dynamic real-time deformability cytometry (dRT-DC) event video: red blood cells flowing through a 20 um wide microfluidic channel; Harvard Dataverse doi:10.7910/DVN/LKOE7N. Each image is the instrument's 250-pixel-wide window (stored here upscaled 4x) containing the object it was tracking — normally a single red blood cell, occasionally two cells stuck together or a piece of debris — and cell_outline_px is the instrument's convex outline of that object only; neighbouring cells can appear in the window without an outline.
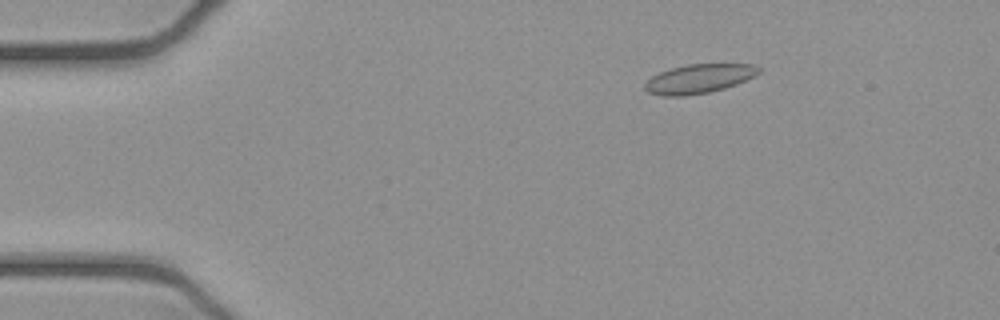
{"species": "common noctule bat (a hibernating species)", "species_latin": "Nyctalus noctula", "temperature_condition": "cold", "stored_images_in_passage": 49, "camera_frame_rate_fps": 3000, "um_per_image_px": 0.085, "animal": {"sex": "female", "body_mass_g": 21.9}, "frame": {"image": 1, "passage_image": 5, "time_ms": 1.333, "image_size_px": [1000, 320], "cell_outline_px": [[764, 68], [756, 76], [736, 84], [724, 88], [708, 92], [684, 96], [664, 96], [648, 92], [644, 88], [644, 84], [652, 76], [660, 72], [672, 68], [688, 64], [752, 64]], "centroid_in_image_um": [59.45, 6.68], "position_along_channel_um": 25.6, "area_um2": 19.31}}
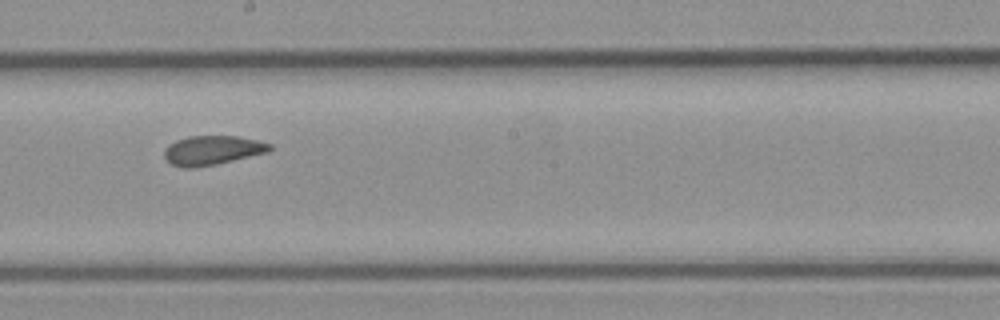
{"frame": {"image": 2, "passage_image": 26, "time_ms": 8.333, "image_size_px": [1000, 320], "cell_outline_px": [[272, 148], [268, 152], [216, 164], [192, 168], [180, 168], [172, 164], [164, 156], [164, 148], [176, 140], [188, 136], [236, 136], [260, 140], [272, 144]], "centroid_in_image_um": [18.05, 12.77], "position_along_channel_um": 230.1, "area_um2": 18.03}}
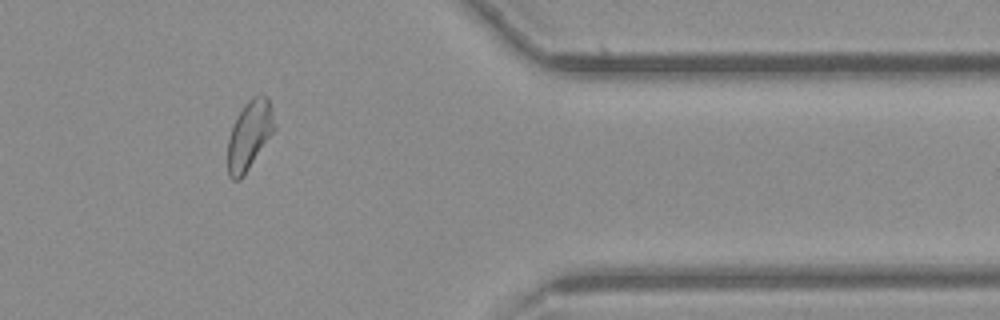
{"frame": {"image": 3, "passage_image": 40, "time_ms": 13.0, "image_size_px": [1000, 320], "cell_outline_px": [[276, 128], [244, 176], [240, 180], [232, 180], [228, 176], [228, 136], [236, 116], [244, 104], [252, 96], [260, 92], [268, 96], [276, 124]], "centroid_in_image_um": [21.21, 11.44], "position_along_channel_um": 390.2, "area_um2": 19.19}, "authors_computed_cell_mechanics": {"area_um2": 18.8428, "velocity_mm_per_s": 3.9027, "shape_relaxation_time_tau1_ms": 7.2893, "shape_relaxation_time_tau2_ms": 1.674, "deformation_change_tau1": 0.1297, "deformation_change_tau2": 0.0757}}